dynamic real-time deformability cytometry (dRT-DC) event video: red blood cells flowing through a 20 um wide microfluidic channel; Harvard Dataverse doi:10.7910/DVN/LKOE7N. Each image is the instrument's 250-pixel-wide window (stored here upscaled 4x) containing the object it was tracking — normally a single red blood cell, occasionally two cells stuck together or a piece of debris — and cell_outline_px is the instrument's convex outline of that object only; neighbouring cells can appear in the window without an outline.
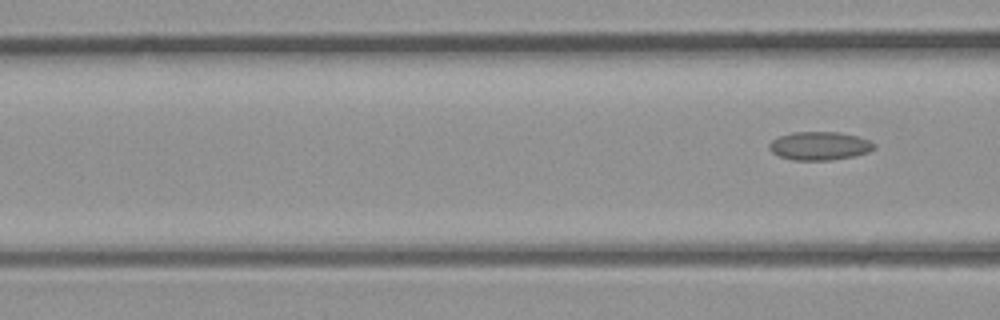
{"species": "common noctule bat (a hibernating species)", "species_latin": "Nyctalus noctula", "temperature_condition": "room temperature", "stored_images_in_passage": 6, "segment_of_instrument_passage": [2, 2], "camera_frame_rate_fps": 3000, "um_per_image_px": 0.085, "animal": {"sex": "male", "body_mass_g": 23.1, "forearm_length_mm": 52.7}, "frame": {"image": 1, "passage_image": 6, "time_ms": 1.667, "image_size_px": [1000, 320], "cell_outline_px": [[876, 148], [868, 152], [852, 156], [828, 160], [792, 160], [780, 156], [772, 152], [768, 148], [768, 144], [772, 140], [780, 136], [792, 132], [840, 132], [856, 136], [868, 140], [876, 144]], "centroid_in_image_um": [69.65, 12.39], "position_along_channel_um": 97.0, "area_um2": 17.28}}